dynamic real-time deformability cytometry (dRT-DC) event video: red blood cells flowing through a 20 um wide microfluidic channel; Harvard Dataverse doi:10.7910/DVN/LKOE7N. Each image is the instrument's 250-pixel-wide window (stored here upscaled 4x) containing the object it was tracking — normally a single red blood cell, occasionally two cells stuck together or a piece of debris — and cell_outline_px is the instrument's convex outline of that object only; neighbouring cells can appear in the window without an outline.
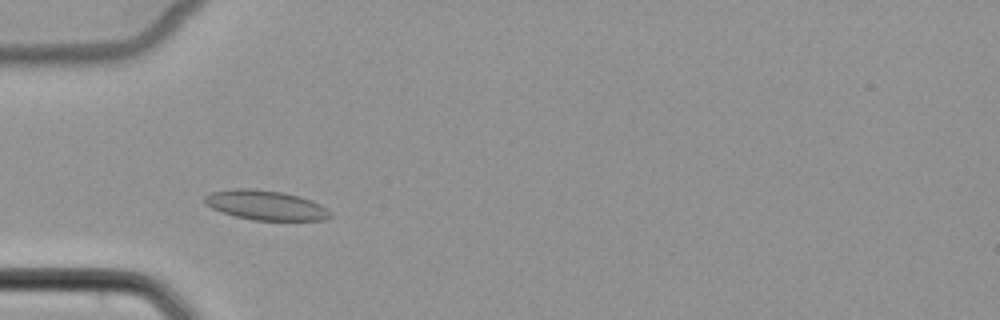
{"species": "common noctule bat (a hibernating species)", "species_latin": "Nyctalus noctula", "temperature_condition": "cold", "stored_images_in_passage": 46, "camera_frame_rate_fps": 3000, "um_per_image_px": 0.085, "animal": {"sex": "female", "body_mass_g": 22.7, "forearm_length_mm": 54.2}, "frame": {"image": 1, "passage_image": 10, "time_ms": 3.0, "image_size_px": [1000, 320], "cell_outline_px": [[332, 216], [328, 220], [252, 220], [236, 216], [212, 208], [204, 204], [204, 196], [212, 192], [232, 188], [248, 188], [280, 192], [300, 196], [312, 200], [320, 204]], "centroid_in_image_um": [22.57, 17.44], "position_along_channel_um": 62.4, "area_um2": 21.56}}
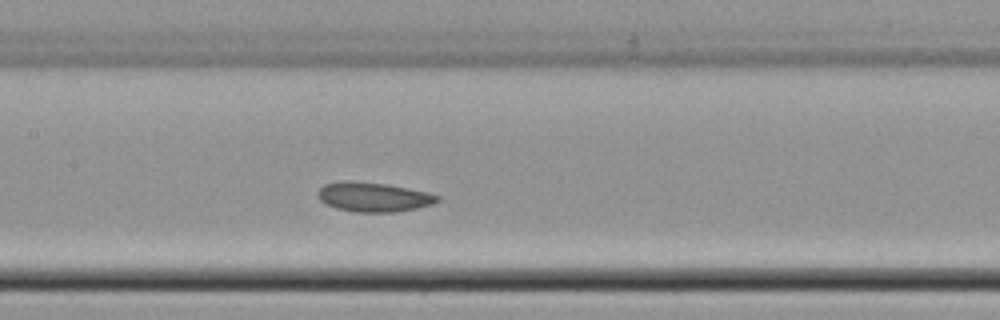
{"frame": {"image": 2, "passage_image": 19, "time_ms": 6.0, "image_size_px": [1000, 320], "cell_outline_px": [[440, 200], [432, 204], [416, 208], [396, 212], [356, 212], [336, 208], [320, 200], [316, 196], [316, 192], [324, 184], [340, 180], [352, 180], [388, 184], [428, 192], [440, 196]], "centroid_in_image_um": [31.72, 16.73], "position_along_channel_um": 175.7, "area_um2": 20.75}}
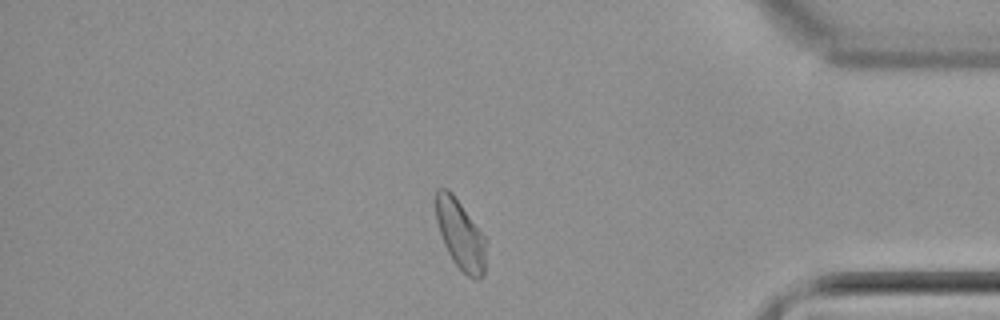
{"frame": {"image": 3, "passage_image": 38, "time_ms": 12.333, "image_size_px": [1000, 320], "cell_outline_px": [[488, 240], [484, 276], [476, 280], [468, 276], [452, 260], [444, 244], [436, 220], [436, 188], [448, 188], [452, 192]], "centroid_in_image_um": [39.17, 19.95], "position_along_channel_um": 396.0, "area_um2": 20.58}}